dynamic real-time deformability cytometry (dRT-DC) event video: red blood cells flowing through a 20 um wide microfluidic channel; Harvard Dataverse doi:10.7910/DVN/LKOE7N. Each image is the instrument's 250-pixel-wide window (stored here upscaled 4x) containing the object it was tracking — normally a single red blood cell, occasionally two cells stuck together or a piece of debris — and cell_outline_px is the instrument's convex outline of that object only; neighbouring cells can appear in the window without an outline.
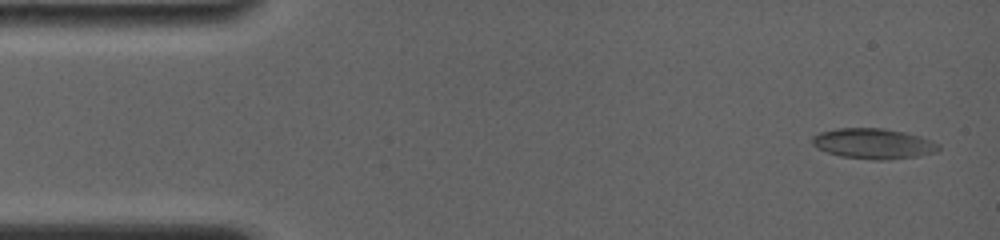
{"species": "common noctule bat (a hibernating species)", "species_latin": "Nyctalus noctula", "temperature_condition": "room temperature", "stored_images_in_passage": 17, "camera_frame_rate_fps": 4000, "um_per_image_px": 0.085, "animal": {"sex": "female", "body_mass_g": 19.0, "forearm_length_mm": 56.7}, "frame": {"image": 1, "passage_image": 1, "time_ms": 0.0, "image_size_px": [1000, 240], "cell_outline_px": [[940, 148], [936, 152], [916, 156], [880, 160], [872, 160], [840, 156], [816, 148], [812, 144], [812, 136], [820, 132], [836, 128], [884, 128], [904, 132], [920, 136], [932, 140], [940, 144]], "centroid_in_image_um": [74.22, 12.2], "position_along_channel_um": 10.8, "area_um2": 22.43}}
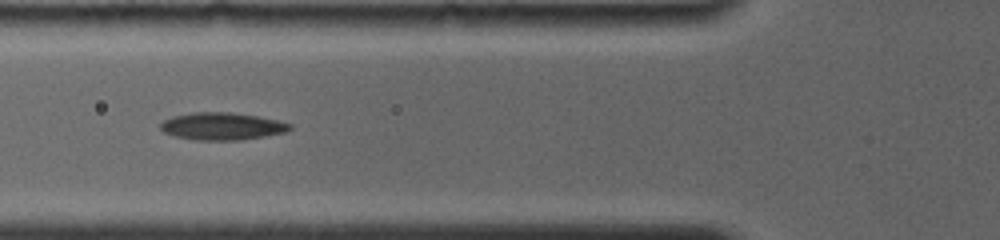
{"frame": {"image": 2, "passage_image": 8, "time_ms": 5.25, "image_size_px": [1000, 240], "cell_outline_px": [[292, 128], [288, 132], [264, 136], [236, 140], [196, 140], [172, 136], [164, 132], [160, 128], [160, 124], [164, 120], [172, 116], [192, 112], [232, 112], [256, 116], [276, 120], [292, 124]], "centroid_in_image_um": [18.85, 10.73], "position_along_channel_um": 106.9, "area_um2": 20.69}}
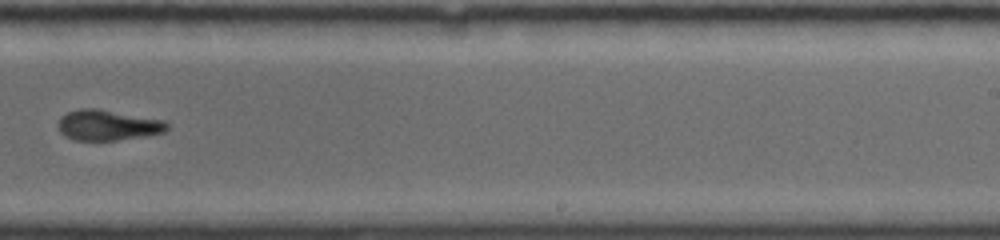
{"frame": {"image": 3, "passage_image": 17, "time_ms": 9.75, "image_size_px": [1000, 240], "cell_outline_px": [[168, 128], [164, 132], [144, 136], [116, 140], [72, 140], [64, 136], [60, 132], [56, 124], [60, 116], [68, 112], [80, 108], [100, 108], [164, 120], [168, 124]], "centroid_in_image_um": [9.11, 10.63], "position_along_channel_um": 279.9, "area_um2": 19.65}}